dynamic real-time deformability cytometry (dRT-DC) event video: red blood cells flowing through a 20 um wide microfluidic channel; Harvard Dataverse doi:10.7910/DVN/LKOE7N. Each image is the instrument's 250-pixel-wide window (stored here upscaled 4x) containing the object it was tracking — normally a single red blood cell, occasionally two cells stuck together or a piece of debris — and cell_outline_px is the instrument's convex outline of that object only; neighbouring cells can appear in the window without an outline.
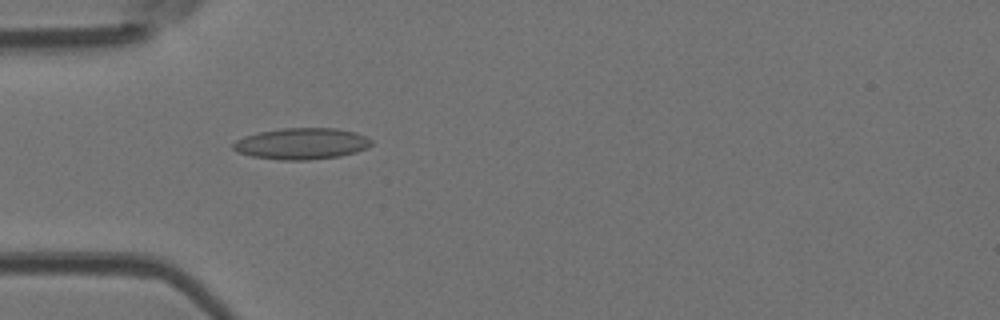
{"species": "Egyptian fruit bat (a non-hibernating species)", "species_latin": "Rousettus aegyptiacus", "temperature_condition": "room temperature", "stored_images_in_passage": 6, "camera_frame_rate_fps": 3000, "um_per_image_px": 0.085, "animal": {"sex": "female"}, "frame": {"image": 1, "passage_image": 1, "time_ms": 0.0, "image_size_px": [1000, 320], "cell_outline_px": [[372, 144], [368, 148], [356, 152], [340, 156], [308, 160], [280, 160], [252, 156], [236, 152], [232, 148], [232, 144], [236, 140], [244, 136], [260, 132], [280, 128], [336, 128], [356, 132], [372, 140]], "centroid_in_image_um": [25.63, 12.21], "position_along_channel_um": 59.4, "area_um2": 25.37}}
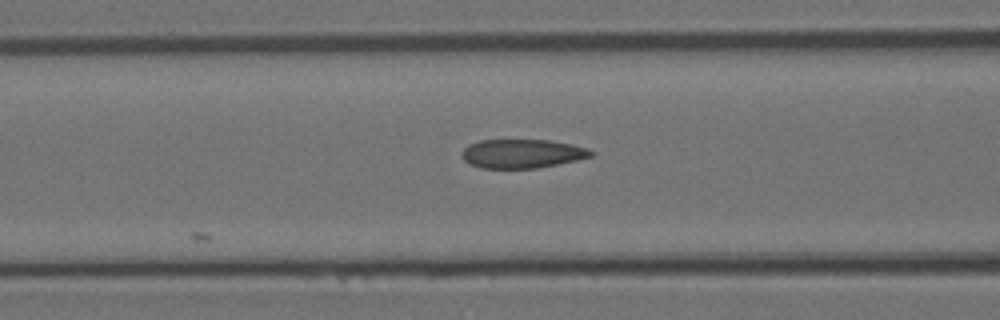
{"frame": {"image": 2, "passage_image": 6, "time_ms": 1.667, "image_size_px": [1000, 320], "cell_outline_px": [[596, 152], [592, 156], [576, 160], [536, 168], [480, 168], [464, 160], [464, 148], [468, 144], [480, 140], [548, 140], [572, 144], [588, 148]], "centroid_in_image_um": [44.42, 13.05], "position_along_channel_um": 122.2, "area_um2": 21.56}}